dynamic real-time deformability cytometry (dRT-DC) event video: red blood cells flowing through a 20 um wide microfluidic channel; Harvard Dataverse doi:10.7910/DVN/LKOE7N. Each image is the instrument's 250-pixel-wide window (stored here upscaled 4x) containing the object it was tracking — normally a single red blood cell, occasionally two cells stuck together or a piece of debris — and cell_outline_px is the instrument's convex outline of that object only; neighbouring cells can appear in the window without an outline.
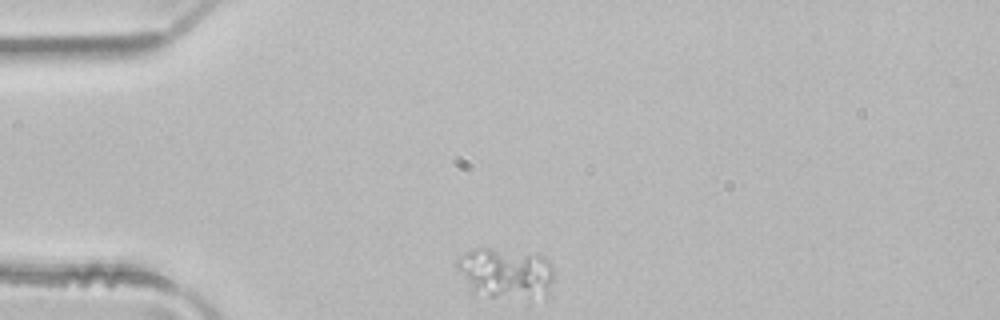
{"species": "common noctule bat (a hibernating species)", "species_latin": "Nyctalus noctula", "temperature_condition": "room temperature", "stored_images_in_passage": 1, "camera_frame_rate_fps": 3000, "um_per_image_px": 0.085, "animal": {"sex": "male", "body_mass_g": 21.5, "forearm_length_mm": 52.0}, "frame": {"image": 1, "passage_image": 1, "time_ms": 0.0, "image_size_px": [1000, 320], "cell_outline_px": [[552, 296], [472, 296], [456, 268], [456, 260], [460, 256], [472, 248], [492, 248], [536, 252], [544, 256], [552, 264]], "centroid_in_image_um": [42.96, 23.19], "position_along_channel_um": 42.0, "area_um2": 29.36}}